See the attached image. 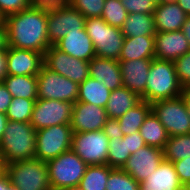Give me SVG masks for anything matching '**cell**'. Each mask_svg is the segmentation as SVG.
<instances>
[{"mask_svg": "<svg viewBox=\"0 0 190 190\" xmlns=\"http://www.w3.org/2000/svg\"><path fill=\"white\" fill-rule=\"evenodd\" d=\"M47 11L31 7L5 17L7 45L44 55L51 46L47 36Z\"/></svg>", "mask_w": 190, "mask_h": 190, "instance_id": "obj_1", "label": "cell"}, {"mask_svg": "<svg viewBox=\"0 0 190 190\" xmlns=\"http://www.w3.org/2000/svg\"><path fill=\"white\" fill-rule=\"evenodd\" d=\"M36 130L30 123L8 120L0 141V162L7 165L35 158Z\"/></svg>", "mask_w": 190, "mask_h": 190, "instance_id": "obj_2", "label": "cell"}, {"mask_svg": "<svg viewBox=\"0 0 190 190\" xmlns=\"http://www.w3.org/2000/svg\"><path fill=\"white\" fill-rule=\"evenodd\" d=\"M183 89L176 75L174 62L153 58L141 100L152 104L176 98L181 96Z\"/></svg>", "mask_w": 190, "mask_h": 190, "instance_id": "obj_3", "label": "cell"}, {"mask_svg": "<svg viewBox=\"0 0 190 190\" xmlns=\"http://www.w3.org/2000/svg\"><path fill=\"white\" fill-rule=\"evenodd\" d=\"M46 164L52 190H76L88 166L72 149Z\"/></svg>", "mask_w": 190, "mask_h": 190, "instance_id": "obj_4", "label": "cell"}, {"mask_svg": "<svg viewBox=\"0 0 190 190\" xmlns=\"http://www.w3.org/2000/svg\"><path fill=\"white\" fill-rule=\"evenodd\" d=\"M10 182L20 190H50L46 162L37 158L4 165Z\"/></svg>", "mask_w": 190, "mask_h": 190, "instance_id": "obj_5", "label": "cell"}, {"mask_svg": "<svg viewBox=\"0 0 190 190\" xmlns=\"http://www.w3.org/2000/svg\"><path fill=\"white\" fill-rule=\"evenodd\" d=\"M85 29L96 56L119 60L125 38L120 28L107 24L101 17H93L86 18Z\"/></svg>", "mask_w": 190, "mask_h": 190, "instance_id": "obj_6", "label": "cell"}, {"mask_svg": "<svg viewBox=\"0 0 190 190\" xmlns=\"http://www.w3.org/2000/svg\"><path fill=\"white\" fill-rule=\"evenodd\" d=\"M151 111L160 120L169 137L190 134V116L182 95L152 103Z\"/></svg>", "mask_w": 190, "mask_h": 190, "instance_id": "obj_7", "label": "cell"}, {"mask_svg": "<svg viewBox=\"0 0 190 190\" xmlns=\"http://www.w3.org/2000/svg\"><path fill=\"white\" fill-rule=\"evenodd\" d=\"M73 131L70 125H56L36 131L35 158L47 162L71 149Z\"/></svg>", "mask_w": 190, "mask_h": 190, "instance_id": "obj_8", "label": "cell"}, {"mask_svg": "<svg viewBox=\"0 0 190 190\" xmlns=\"http://www.w3.org/2000/svg\"><path fill=\"white\" fill-rule=\"evenodd\" d=\"M38 99L72 102L78 100L79 84L47 68L37 75Z\"/></svg>", "mask_w": 190, "mask_h": 190, "instance_id": "obj_9", "label": "cell"}, {"mask_svg": "<svg viewBox=\"0 0 190 190\" xmlns=\"http://www.w3.org/2000/svg\"><path fill=\"white\" fill-rule=\"evenodd\" d=\"M71 149L88 165H107L109 139L101 130L73 133Z\"/></svg>", "mask_w": 190, "mask_h": 190, "instance_id": "obj_10", "label": "cell"}, {"mask_svg": "<svg viewBox=\"0 0 190 190\" xmlns=\"http://www.w3.org/2000/svg\"><path fill=\"white\" fill-rule=\"evenodd\" d=\"M86 18L70 4L47 11V36L51 46H54L70 31H80L85 28Z\"/></svg>", "mask_w": 190, "mask_h": 190, "instance_id": "obj_11", "label": "cell"}, {"mask_svg": "<svg viewBox=\"0 0 190 190\" xmlns=\"http://www.w3.org/2000/svg\"><path fill=\"white\" fill-rule=\"evenodd\" d=\"M72 110V102L37 99L30 124L36 131L61 124L70 125Z\"/></svg>", "mask_w": 190, "mask_h": 190, "instance_id": "obj_12", "label": "cell"}, {"mask_svg": "<svg viewBox=\"0 0 190 190\" xmlns=\"http://www.w3.org/2000/svg\"><path fill=\"white\" fill-rule=\"evenodd\" d=\"M43 64L77 84L84 82L89 77V62L72 57L50 46L43 55Z\"/></svg>", "mask_w": 190, "mask_h": 190, "instance_id": "obj_13", "label": "cell"}, {"mask_svg": "<svg viewBox=\"0 0 190 190\" xmlns=\"http://www.w3.org/2000/svg\"><path fill=\"white\" fill-rule=\"evenodd\" d=\"M163 160V149L146 145L131 154L122 169L142 183Z\"/></svg>", "mask_w": 190, "mask_h": 190, "instance_id": "obj_14", "label": "cell"}, {"mask_svg": "<svg viewBox=\"0 0 190 190\" xmlns=\"http://www.w3.org/2000/svg\"><path fill=\"white\" fill-rule=\"evenodd\" d=\"M108 119L105 108L83 102L73 104L70 126L73 133L101 130Z\"/></svg>", "mask_w": 190, "mask_h": 190, "instance_id": "obj_15", "label": "cell"}, {"mask_svg": "<svg viewBox=\"0 0 190 190\" xmlns=\"http://www.w3.org/2000/svg\"><path fill=\"white\" fill-rule=\"evenodd\" d=\"M43 65V54L37 51L7 47V75L37 76Z\"/></svg>", "mask_w": 190, "mask_h": 190, "instance_id": "obj_16", "label": "cell"}, {"mask_svg": "<svg viewBox=\"0 0 190 190\" xmlns=\"http://www.w3.org/2000/svg\"><path fill=\"white\" fill-rule=\"evenodd\" d=\"M154 58L175 61L186 52L190 51L187 38L180 31L156 32Z\"/></svg>", "mask_w": 190, "mask_h": 190, "instance_id": "obj_17", "label": "cell"}, {"mask_svg": "<svg viewBox=\"0 0 190 190\" xmlns=\"http://www.w3.org/2000/svg\"><path fill=\"white\" fill-rule=\"evenodd\" d=\"M151 64L152 59L119 61L123 86L141 97L145 93Z\"/></svg>", "mask_w": 190, "mask_h": 190, "instance_id": "obj_18", "label": "cell"}, {"mask_svg": "<svg viewBox=\"0 0 190 190\" xmlns=\"http://www.w3.org/2000/svg\"><path fill=\"white\" fill-rule=\"evenodd\" d=\"M89 77L103 83L110 91L123 86L119 61L95 56L89 61Z\"/></svg>", "mask_w": 190, "mask_h": 190, "instance_id": "obj_19", "label": "cell"}, {"mask_svg": "<svg viewBox=\"0 0 190 190\" xmlns=\"http://www.w3.org/2000/svg\"><path fill=\"white\" fill-rule=\"evenodd\" d=\"M54 46L72 57L88 62L96 56L92 40L85 28L80 31H68Z\"/></svg>", "mask_w": 190, "mask_h": 190, "instance_id": "obj_20", "label": "cell"}, {"mask_svg": "<svg viewBox=\"0 0 190 190\" xmlns=\"http://www.w3.org/2000/svg\"><path fill=\"white\" fill-rule=\"evenodd\" d=\"M153 15L156 32L180 31L188 16L175 0L156 4Z\"/></svg>", "mask_w": 190, "mask_h": 190, "instance_id": "obj_21", "label": "cell"}, {"mask_svg": "<svg viewBox=\"0 0 190 190\" xmlns=\"http://www.w3.org/2000/svg\"><path fill=\"white\" fill-rule=\"evenodd\" d=\"M140 190H183L174 164L163 160L162 163L142 183Z\"/></svg>", "mask_w": 190, "mask_h": 190, "instance_id": "obj_22", "label": "cell"}, {"mask_svg": "<svg viewBox=\"0 0 190 190\" xmlns=\"http://www.w3.org/2000/svg\"><path fill=\"white\" fill-rule=\"evenodd\" d=\"M154 55V35L125 37L118 61L153 59Z\"/></svg>", "mask_w": 190, "mask_h": 190, "instance_id": "obj_23", "label": "cell"}, {"mask_svg": "<svg viewBox=\"0 0 190 190\" xmlns=\"http://www.w3.org/2000/svg\"><path fill=\"white\" fill-rule=\"evenodd\" d=\"M141 101V97L130 91L127 87H120L111 91L109 100L105 106L107 117L119 119L129 109L136 106Z\"/></svg>", "mask_w": 190, "mask_h": 190, "instance_id": "obj_24", "label": "cell"}, {"mask_svg": "<svg viewBox=\"0 0 190 190\" xmlns=\"http://www.w3.org/2000/svg\"><path fill=\"white\" fill-rule=\"evenodd\" d=\"M2 83L12 95V98L38 99L37 76L7 75Z\"/></svg>", "mask_w": 190, "mask_h": 190, "instance_id": "obj_25", "label": "cell"}, {"mask_svg": "<svg viewBox=\"0 0 190 190\" xmlns=\"http://www.w3.org/2000/svg\"><path fill=\"white\" fill-rule=\"evenodd\" d=\"M111 91L103 83L88 77L79 84L78 102L94 104L105 108Z\"/></svg>", "mask_w": 190, "mask_h": 190, "instance_id": "obj_26", "label": "cell"}, {"mask_svg": "<svg viewBox=\"0 0 190 190\" xmlns=\"http://www.w3.org/2000/svg\"><path fill=\"white\" fill-rule=\"evenodd\" d=\"M146 145L164 149L169 135L160 120L151 111L139 129Z\"/></svg>", "mask_w": 190, "mask_h": 190, "instance_id": "obj_27", "label": "cell"}, {"mask_svg": "<svg viewBox=\"0 0 190 190\" xmlns=\"http://www.w3.org/2000/svg\"><path fill=\"white\" fill-rule=\"evenodd\" d=\"M121 31L124 37L155 35L153 14L130 13L125 20Z\"/></svg>", "mask_w": 190, "mask_h": 190, "instance_id": "obj_28", "label": "cell"}, {"mask_svg": "<svg viewBox=\"0 0 190 190\" xmlns=\"http://www.w3.org/2000/svg\"><path fill=\"white\" fill-rule=\"evenodd\" d=\"M150 112L151 104L147 101L141 100L136 106L129 109L122 117H120L118 122L124 136L138 132Z\"/></svg>", "mask_w": 190, "mask_h": 190, "instance_id": "obj_29", "label": "cell"}, {"mask_svg": "<svg viewBox=\"0 0 190 190\" xmlns=\"http://www.w3.org/2000/svg\"><path fill=\"white\" fill-rule=\"evenodd\" d=\"M112 167L108 165L87 166L76 190H106Z\"/></svg>", "mask_w": 190, "mask_h": 190, "instance_id": "obj_30", "label": "cell"}, {"mask_svg": "<svg viewBox=\"0 0 190 190\" xmlns=\"http://www.w3.org/2000/svg\"><path fill=\"white\" fill-rule=\"evenodd\" d=\"M164 160L175 162L190 157V134L169 137L164 149Z\"/></svg>", "mask_w": 190, "mask_h": 190, "instance_id": "obj_31", "label": "cell"}, {"mask_svg": "<svg viewBox=\"0 0 190 190\" xmlns=\"http://www.w3.org/2000/svg\"><path fill=\"white\" fill-rule=\"evenodd\" d=\"M35 101L25 98H12L5 113L8 120L30 123Z\"/></svg>", "mask_w": 190, "mask_h": 190, "instance_id": "obj_32", "label": "cell"}, {"mask_svg": "<svg viewBox=\"0 0 190 190\" xmlns=\"http://www.w3.org/2000/svg\"><path fill=\"white\" fill-rule=\"evenodd\" d=\"M128 12L121 0H105L101 18L109 25L122 28Z\"/></svg>", "mask_w": 190, "mask_h": 190, "instance_id": "obj_33", "label": "cell"}, {"mask_svg": "<svg viewBox=\"0 0 190 190\" xmlns=\"http://www.w3.org/2000/svg\"><path fill=\"white\" fill-rule=\"evenodd\" d=\"M105 187L106 190H140V183L122 168H113Z\"/></svg>", "mask_w": 190, "mask_h": 190, "instance_id": "obj_34", "label": "cell"}, {"mask_svg": "<svg viewBox=\"0 0 190 190\" xmlns=\"http://www.w3.org/2000/svg\"><path fill=\"white\" fill-rule=\"evenodd\" d=\"M131 154H127L126 141L120 138L109 139L107 165L112 168H122Z\"/></svg>", "mask_w": 190, "mask_h": 190, "instance_id": "obj_35", "label": "cell"}, {"mask_svg": "<svg viewBox=\"0 0 190 190\" xmlns=\"http://www.w3.org/2000/svg\"><path fill=\"white\" fill-rule=\"evenodd\" d=\"M105 0H70V5L85 18L101 17Z\"/></svg>", "mask_w": 190, "mask_h": 190, "instance_id": "obj_36", "label": "cell"}, {"mask_svg": "<svg viewBox=\"0 0 190 190\" xmlns=\"http://www.w3.org/2000/svg\"><path fill=\"white\" fill-rule=\"evenodd\" d=\"M176 75L183 88L190 87V51L174 61Z\"/></svg>", "mask_w": 190, "mask_h": 190, "instance_id": "obj_37", "label": "cell"}, {"mask_svg": "<svg viewBox=\"0 0 190 190\" xmlns=\"http://www.w3.org/2000/svg\"><path fill=\"white\" fill-rule=\"evenodd\" d=\"M123 5L130 13L154 14L156 3L153 0H123Z\"/></svg>", "mask_w": 190, "mask_h": 190, "instance_id": "obj_38", "label": "cell"}, {"mask_svg": "<svg viewBox=\"0 0 190 190\" xmlns=\"http://www.w3.org/2000/svg\"><path fill=\"white\" fill-rule=\"evenodd\" d=\"M30 6V0H0V12L7 17Z\"/></svg>", "mask_w": 190, "mask_h": 190, "instance_id": "obj_39", "label": "cell"}, {"mask_svg": "<svg viewBox=\"0 0 190 190\" xmlns=\"http://www.w3.org/2000/svg\"><path fill=\"white\" fill-rule=\"evenodd\" d=\"M123 140L126 141L127 154H133L140 148L146 146V143L141 137L139 131L130 135H125Z\"/></svg>", "mask_w": 190, "mask_h": 190, "instance_id": "obj_40", "label": "cell"}, {"mask_svg": "<svg viewBox=\"0 0 190 190\" xmlns=\"http://www.w3.org/2000/svg\"><path fill=\"white\" fill-rule=\"evenodd\" d=\"M102 131L105 133L108 139H115V138L122 139L124 137V134L120 129V124L118 122V119L108 118L102 128Z\"/></svg>", "mask_w": 190, "mask_h": 190, "instance_id": "obj_41", "label": "cell"}, {"mask_svg": "<svg viewBox=\"0 0 190 190\" xmlns=\"http://www.w3.org/2000/svg\"><path fill=\"white\" fill-rule=\"evenodd\" d=\"M180 182L184 185L190 180V157L173 162Z\"/></svg>", "mask_w": 190, "mask_h": 190, "instance_id": "obj_42", "label": "cell"}, {"mask_svg": "<svg viewBox=\"0 0 190 190\" xmlns=\"http://www.w3.org/2000/svg\"><path fill=\"white\" fill-rule=\"evenodd\" d=\"M70 0H30L31 7L51 9L67 5Z\"/></svg>", "mask_w": 190, "mask_h": 190, "instance_id": "obj_43", "label": "cell"}, {"mask_svg": "<svg viewBox=\"0 0 190 190\" xmlns=\"http://www.w3.org/2000/svg\"><path fill=\"white\" fill-rule=\"evenodd\" d=\"M12 101V95L9 93L4 84L0 83V112L6 113L9 104Z\"/></svg>", "mask_w": 190, "mask_h": 190, "instance_id": "obj_44", "label": "cell"}, {"mask_svg": "<svg viewBox=\"0 0 190 190\" xmlns=\"http://www.w3.org/2000/svg\"><path fill=\"white\" fill-rule=\"evenodd\" d=\"M7 49L0 50V82L7 76Z\"/></svg>", "mask_w": 190, "mask_h": 190, "instance_id": "obj_45", "label": "cell"}, {"mask_svg": "<svg viewBox=\"0 0 190 190\" xmlns=\"http://www.w3.org/2000/svg\"><path fill=\"white\" fill-rule=\"evenodd\" d=\"M1 190H20L10 182L8 175L4 171L1 173Z\"/></svg>", "mask_w": 190, "mask_h": 190, "instance_id": "obj_46", "label": "cell"}, {"mask_svg": "<svg viewBox=\"0 0 190 190\" xmlns=\"http://www.w3.org/2000/svg\"><path fill=\"white\" fill-rule=\"evenodd\" d=\"M7 30L6 26H0V50L7 49Z\"/></svg>", "mask_w": 190, "mask_h": 190, "instance_id": "obj_47", "label": "cell"}, {"mask_svg": "<svg viewBox=\"0 0 190 190\" xmlns=\"http://www.w3.org/2000/svg\"><path fill=\"white\" fill-rule=\"evenodd\" d=\"M181 31L183 32V34L185 35V37L188 40L189 46H190V16H187Z\"/></svg>", "mask_w": 190, "mask_h": 190, "instance_id": "obj_48", "label": "cell"}, {"mask_svg": "<svg viewBox=\"0 0 190 190\" xmlns=\"http://www.w3.org/2000/svg\"><path fill=\"white\" fill-rule=\"evenodd\" d=\"M7 122H8V118L6 114L3 112H0V141L2 139L3 133L5 132Z\"/></svg>", "mask_w": 190, "mask_h": 190, "instance_id": "obj_49", "label": "cell"}, {"mask_svg": "<svg viewBox=\"0 0 190 190\" xmlns=\"http://www.w3.org/2000/svg\"><path fill=\"white\" fill-rule=\"evenodd\" d=\"M182 10L190 16V0H175Z\"/></svg>", "mask_w": 190, "mask_h": 190, "instance_id": "obj_50", "label": "cell"}, {"mask_svg": "<svg viewBox=\"0 0 190 190\" xmlns=\"http://www.w3.org/2000/svg\"><path fill=\"white\" fill-rule=\"evenodd\" d=\"M181 95L183 99L185 100V103L187 105V110L190 116V87L184 88Z\"/></svg>", "mask_w": 190, "mask_h": 190, "instance_id": "obj_51", "label": "cell"}, {"mask_svg": "<svg viewBox=\"0 0 190 190\" xmlns=\"http://www.w3.org/2000/svg\"><path fill=\"white\" fill-rule=\"evenodd\" d=\"M0 26H5V16L0 12Z\"/></svg>", "mask_w": 190, "mask_h": 190, "instance_id": "obj_52", "label": "cell"}, {"mask_svg": "<svg viewBox=\"0 0 190 190\" xmlns=\"http://www.w3.org/2000/svg\"><path fill=\"white\" fill-rule=\"evenodd\" d=\"M183 190H190V180L183 185Z\"/></svg>", "mask_w": 190, "mask_h": 190, "instance_id": "obj_53", "label": "cell"}, {"mask_svg": "<svg viewBox=\"0 0 190 190\" xmlns=\"http://www.w3.org/2000/svg\"><path fill=\"white\" fill-rule=\"evenodd\" d=\"M156 4H159L162 2V0H153Z\"/></svg>", "mask_w": 190, "mask_h": 190, "instance_id": "obj_54", "label": "cell"}, {"mask_svg": "<svg viewBox=\"0 0 190 190\" xmlns=\"http://www.w3.org/2000/svg\"><path fill=\"white\" fill-rule=\"evenodd\" d=\"M0 170H4V165L0 162Z\"/></svg>", "mask_w": 190, "mask_h": 190, "instance_id": "obj_55", "label": "cell"}, {"mask_svg": "<svg viewBox=\"0 0 190 190\" xmlns=\"http://www.w3.org/2000/svg\"><path fill=\"white\" fill-rule=\"evenodd\" d=\"M0 190H1V174H0Z\"/></svg>", "mask_w": 190, "mask_h": 190, "instance_id": "obj_56", "label": "cell"}]
</instances>
